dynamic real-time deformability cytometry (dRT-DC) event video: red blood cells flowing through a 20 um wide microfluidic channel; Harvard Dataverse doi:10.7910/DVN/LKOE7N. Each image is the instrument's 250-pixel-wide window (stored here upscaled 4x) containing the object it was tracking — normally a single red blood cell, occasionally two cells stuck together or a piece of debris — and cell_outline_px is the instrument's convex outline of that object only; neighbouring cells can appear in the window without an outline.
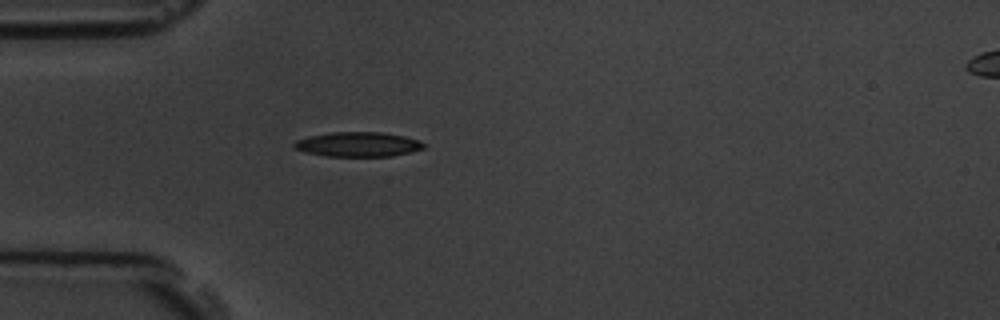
{"species": "common noctule bat (a hibernating species)", "species_latin": "Nyctalus noctula", "temperature_condition": "room temperature", "stored_images_in_passage": 4, "camera_frame_rate_fps": 3000, "um_per_image_px": 0.085, "animal": {"sex": "male", "body_mass_g": 19.5, "forearm_length_mm": 54.6}, "frame": {"image": 1, "passage_image": 4, "time_ms": 3.333, "image_size_px": [1000, 320], "cell_outline_px": [[428, 144], [424, 148], [392, 156], [324, 156], [304, 152], [296, 148], [292, 144], [296, 140], [308, 136], [332, 132], [380, 132], [404, 136]], "centroid_in_image_um": [30.41, 12.27], "position_along_channel_um": 54.6, "area_um2": 18.55}}